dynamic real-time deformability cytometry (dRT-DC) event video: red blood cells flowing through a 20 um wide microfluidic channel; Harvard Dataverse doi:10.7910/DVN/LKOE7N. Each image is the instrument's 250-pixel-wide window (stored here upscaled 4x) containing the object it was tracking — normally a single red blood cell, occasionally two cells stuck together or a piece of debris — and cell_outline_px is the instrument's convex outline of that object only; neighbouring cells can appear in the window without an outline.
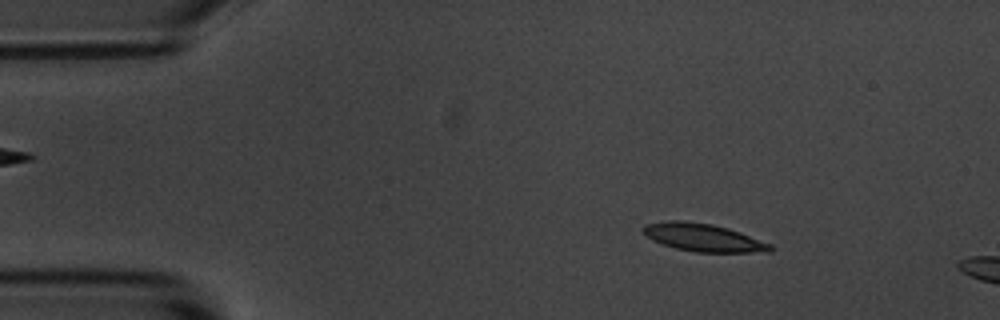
{"species": "common noctule bat (a hibernating species)", "species_latin": "Nyctalus noctula", "temperature_condition": "room temperature", "stored_images_in_passage": 12, "camera_frame_rate_fps": 3000, "um_per_image_px": 0.085, "animal": {"sex": "male", "body_mass_g": 20.1, "forearm_length_mm": 53.5}, "frame": {"image": 1, "passage_image": 7, "time_ms": 2.0, "image_size_px": [1000, 320], "cell_outline_px": [[776, 248], [772, 252], [696, 252], [676, 248], [652, 240], [640, 228], [644, 224], [668, 220], [680, 220], [712, 224], [728, 228], [740, 232], [772, 244]], "centroid_in_image_um": [59.81, 20.19], "position_along_channel_um": 25.2, "area_um2": 20.69}}